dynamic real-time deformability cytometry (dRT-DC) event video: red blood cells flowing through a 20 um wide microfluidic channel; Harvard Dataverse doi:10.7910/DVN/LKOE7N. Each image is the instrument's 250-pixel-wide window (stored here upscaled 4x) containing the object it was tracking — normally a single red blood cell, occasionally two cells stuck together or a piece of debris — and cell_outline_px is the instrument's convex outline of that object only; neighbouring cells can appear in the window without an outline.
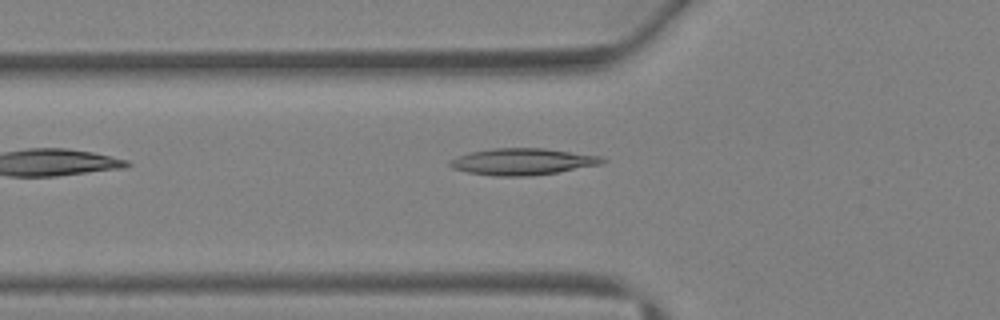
{"species": "Egyptian fruit bat (a non-hibernating species)", "species_latin": "Rousettus aegyptiacus", "temperature_condition": "warm", "stored_images_in_passage": 4, "camera_frame_rate_fps": 3000, "um_per_image_px": 0.085, "animal": {"sex": "female"}, "frame": {"image": 1, "passage_image": 4, "time_ms": 3.667, "image_size_px": [1000, 320], "cell_outline_px": [[608, 160], [604, 164], [532, 176], [496, 176], [468, 172], [452, 168], [448, 164], [448, 160], [456, 156], [472, 152], [492, 148], [544, 148], [600, 156]], "centroid_in_image_um": [44.41, 13.74], "position_along_channel_um": 81.4, "area_um2": 23.7}}